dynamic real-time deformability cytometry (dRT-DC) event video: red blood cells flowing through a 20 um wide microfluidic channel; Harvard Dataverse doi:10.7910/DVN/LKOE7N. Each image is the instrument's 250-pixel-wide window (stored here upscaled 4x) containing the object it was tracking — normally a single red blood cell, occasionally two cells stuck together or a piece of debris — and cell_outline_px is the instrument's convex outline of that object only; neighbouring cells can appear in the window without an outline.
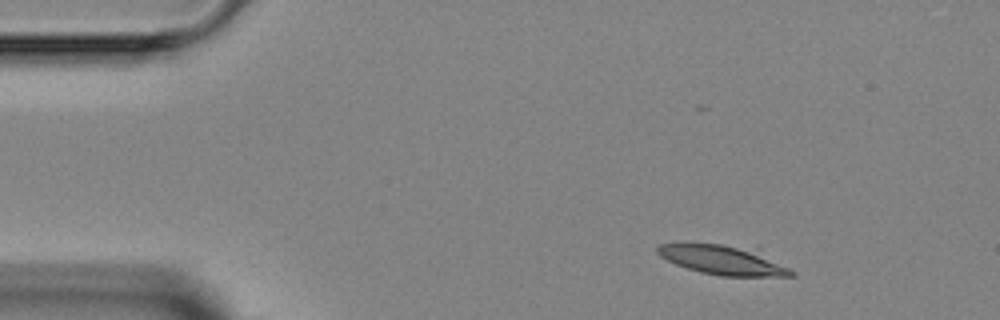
{"species": "Egyptian fruit bat (a non-hibernating species)", "species_latin": "Rousettus aegyptiacus", "temperature_condition": "room temperature", "stored_images_in_passage": 3, "camera_frame_rate_fps": 3000, "um_per_image_px": 0.085, "animal": {"sex": "female"}, "frame": {"image": 1, "passage_image": 1, "time_ms": 0.0, "image_size_px": [1000, 320], "cell_outline_px": [[796, 276], [720, 276], [700, 272], [676, 264], [660, 256], [656, 252], [656, 248], [660, 244], [680, 240], [684, 240], [756, 248], [796, 272]], "centroid_in_image_um": [61.42, 22.04], "position_along_channel_um": 23.6, "area_um2": 23.93}}
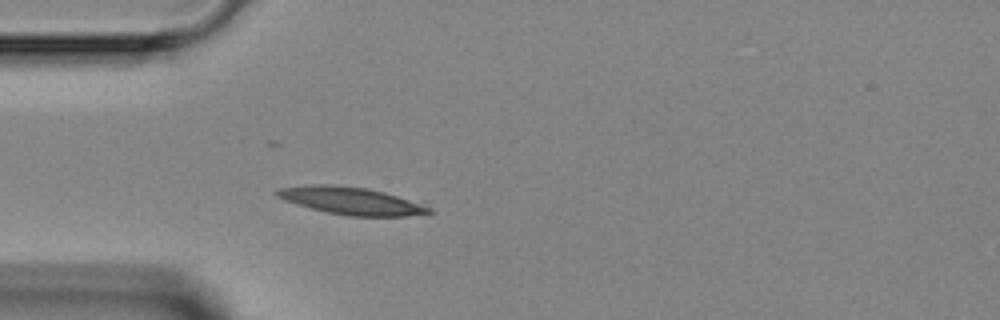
{"frame": {"image": 2, "passage_image": 3, "time_ms": 2.333, "image_size_px": [1000, 320], "cell_outline_px": [[436, 212], [404, 216], [348, 216], [328, 212], [296, 204], [284, 200], [276, 196], [272, 192], [280, 188], [312, 184], [328, 184], [364, 188], [384, 192], [432, 208]], "centroid_in_image_um": [29.8, 17.07], "position_along_channel_um": 55.2, "area_um2": 23.93}}